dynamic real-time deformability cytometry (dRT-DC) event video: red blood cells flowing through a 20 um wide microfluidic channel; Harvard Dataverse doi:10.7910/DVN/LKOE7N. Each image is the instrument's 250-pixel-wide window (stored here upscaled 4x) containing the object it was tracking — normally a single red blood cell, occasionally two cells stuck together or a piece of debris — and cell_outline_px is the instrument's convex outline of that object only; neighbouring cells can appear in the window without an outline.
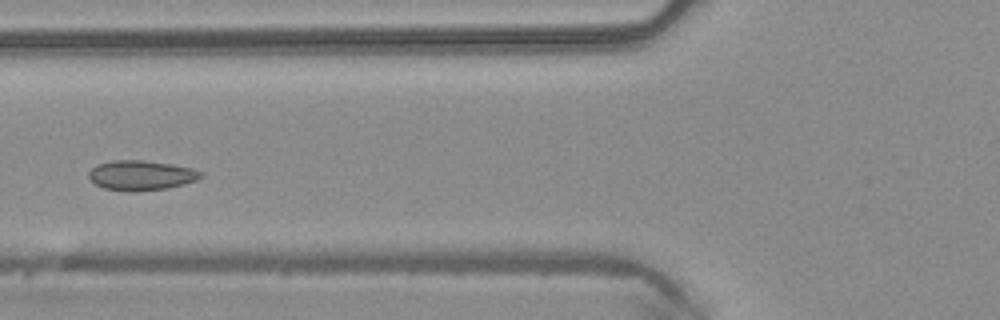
{"species": "common noctule bat (a hibernating species)", "species_latin": "Nyctalus noctula", "temperature_condition": "warm", "stored_images_in_passage": 5, "camera_frame_rate_fps": 3000, "um_per_image_px": 0.085, "animal": {"sex": "male", "body_mass_g": 20.4}, "frame": {"image": 1, "passage_image": 5, "time_ms": 1.333, "image_size_px": [1000, 320], "cell_outline_px": [[204, 176], [196, 180], [184, 184], [168, 188], [132, 192], [104, 188], [96, 184], [88, 176], [88, 172], [96, 164], [112, 160], [144, 160], [172, 164], [192, 168], [204, 172]], "centroid_in_image_um": [12.02, 14.89], "position_along_channel_um": 113.8, "area_um2": 19.65}}